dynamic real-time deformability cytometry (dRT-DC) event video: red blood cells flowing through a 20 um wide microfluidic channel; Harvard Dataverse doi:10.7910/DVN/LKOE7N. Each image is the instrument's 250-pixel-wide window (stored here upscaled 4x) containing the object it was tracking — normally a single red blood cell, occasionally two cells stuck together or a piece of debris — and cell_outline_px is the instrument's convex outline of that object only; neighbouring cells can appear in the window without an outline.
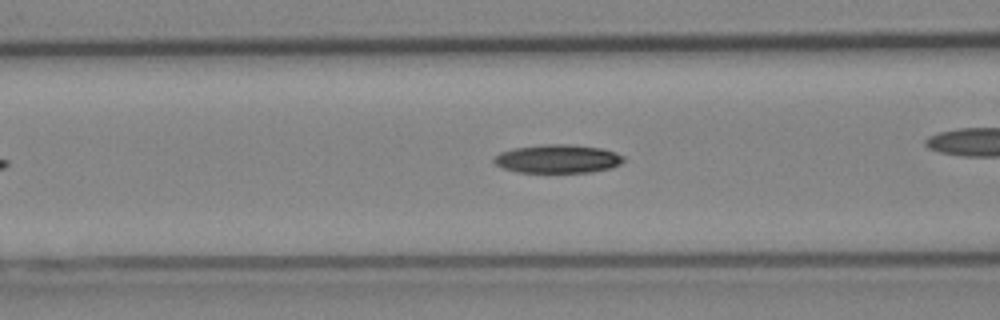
{"species": "Egyptian fruit bat (a non-hibernating species)", "species_latin": "Rousettus aegyptiacus", "temperature_condition": "cold", "stored_images_in_passage": 45, "camera_frame_rate_fps": 3000, "um_per_image_px": 0.085, "animal": {"sex": "female"}, "frame": {"image": 1, "passage_image": 14, "time_ms": 4.333, "image_size_px": [1000, 320], "cell_outline_px": [[624, 160], [620, 164], [612, 168], [592, 172], [516, 172], [504, 168], [496, 164], [492, 160], [500, 152], [512, 148], [544, 144], [572, 144], [600, 148], [616, 152], [624, 156]], "centroid_in_image_um": [47.42, 13.49], "position_along_channel_um": 119.2, "area_um2": 21.62}}
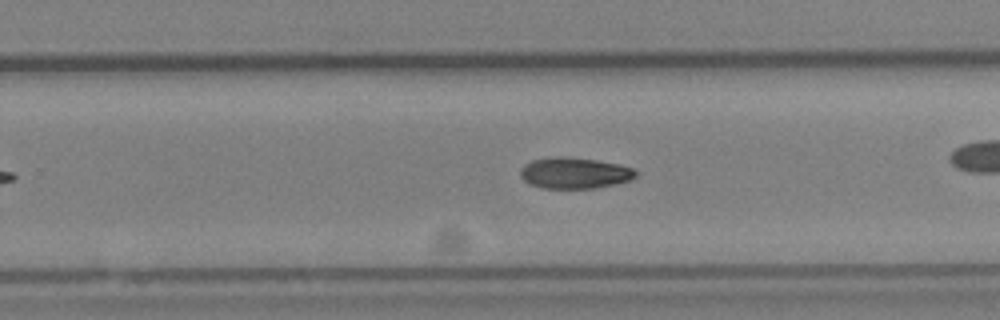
{"frame": {"image": 2, "passage_image": 26, "time_ms": 8.333, "image_size_px": [1000, 320], "cell_outline_px": [[636, 176], [632, 180], [616, 184], [592, 188], [540, 188], [528, 184], [520, 176], [520, 168], [524, 164], [532, 160], [552, 156], [556, 156], [596, 160], [620, 164], [632, 168], [636, 172]], "centroid_in_image_um": [48.8, 14.71], "position_along_channel_um": 281.0, "area_um2": 21.04}}
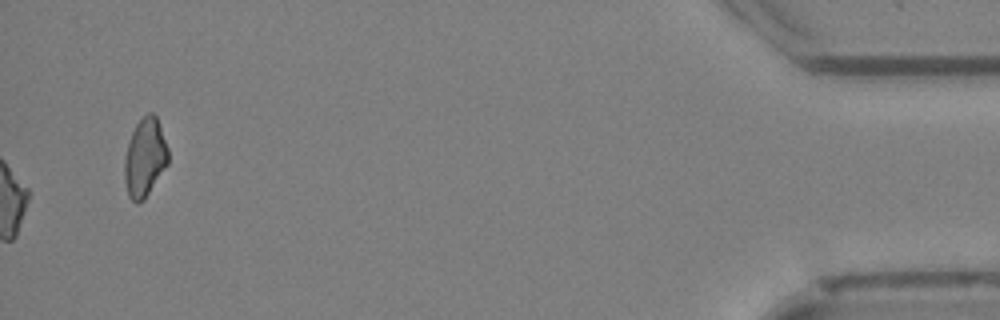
{"frame": {"image": 3, "passage_image": 45, "time_ms": 14.667, "image_size_px": [1000, 320], "cell_outline_px": [[168, 164], [144, 200], [136, 204], [128, 196], [124, 180], [124, 156], [132, 132], [136, 124], [148, 112], [152, 112], [156, 116], [168, 148]], "centroid_in_image_um": [12.3, 13.42], "position_along_channel_um": 422.9, "area_um2": 20.0}, "authors_computed_cell_mechanics": {"area_um2": 20.8658, "velocity_mm_per_s": 4.0627, "shape_relaxation_time_tau1_ms": 10.6024, "shape_relaxation_time_tau2_ms": null, "deformation_change_tau1": 0.189, "deformation_change_tau2": null}}